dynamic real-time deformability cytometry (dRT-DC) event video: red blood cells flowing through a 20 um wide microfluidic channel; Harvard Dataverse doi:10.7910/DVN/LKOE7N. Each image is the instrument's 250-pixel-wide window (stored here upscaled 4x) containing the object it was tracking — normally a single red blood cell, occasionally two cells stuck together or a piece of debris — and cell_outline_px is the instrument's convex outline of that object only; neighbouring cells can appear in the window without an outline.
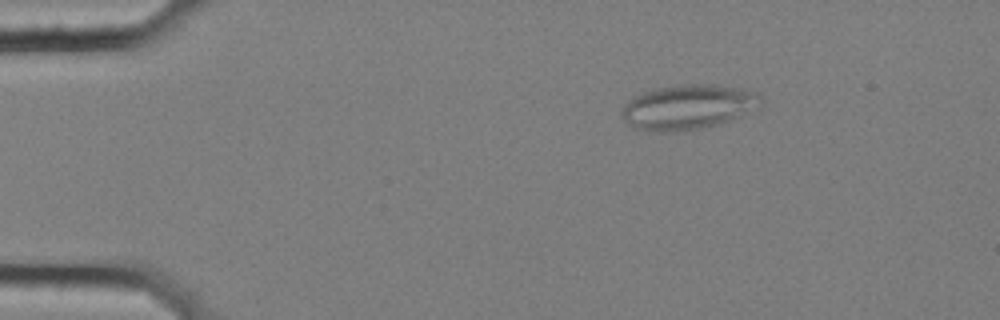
{"species": "common noctule bat (a hibernating species)", "species_latin": "Nyctalus noctula", "temperature_condition": "cold", "stored_images_in_passage": 57, "camera_frame_rate_fps": 3000, "um_per_image_px": 0.085, "animal": {"sex": "female", "body_mass_g": 25.1}, "frame": {"image": 1, "passage_image": 9, "time_ms": 2.667, "image_size_px": [1000, 320], "cell_outline_px": [[760, 96], [736, 116], [728, 120], [716, 124], [684, 132], [656, 132], [636, 128], [628, 124], [620, 116], [620, 112], [624, 104], [628, 100], [644, 92], [660, 88], [684, 84], [712, 84], [748, 88], [756, 92]], "centroid_in_image_um": [58.32, 9.1], "position_along_channel_um": 26.7, "area_um2": 35.32}}
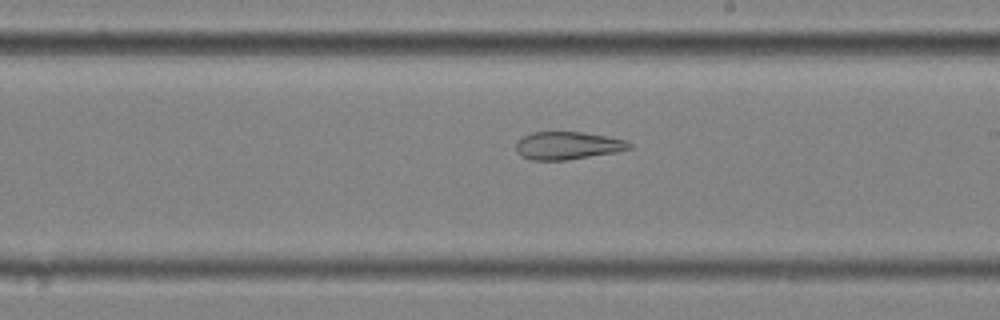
{"frame": {"image": 2, "passage_image": 33, "time_ms": 10.667, "image_size_px": [1000, 320], "cell_outline_px": [[632, 148], [616, 152], [568, 160], [532, 160], [520, 156], [516, 152], [516, 144], [524, 136], [532, 132], [584, 132], [628, 140], [632, 144]], "centroid_in_image_um": [48.28, 12.38], "position_along_channel_um": 240.7, "area_um2": 18.44}}
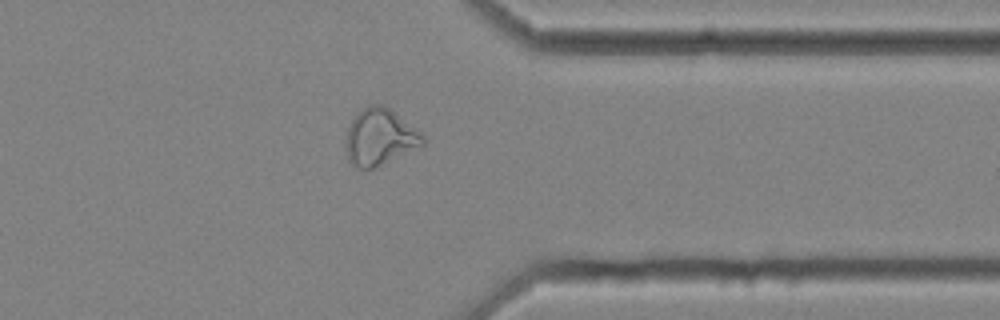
{"frame": {"image": 3, "passage_image": 45, "time_ms": 14.667, "image_size_px": [1000, 320], "cell_outline_px": [[424, 144], [372, 168], [360, 168], [348, 160], [344, 144], [348, 128], [356, 112], [368, 104], [380, 104], [388, 108], [420, 132], [424, 136]], "centroid_in_image_um": [32.22, 11.62], "position_along_channel_um": 379.2, "area_um2": 24.8}, "authors_computed_cell_mechanics": {"area_um2": 26.877, "velocity_mm_per_s": 3.5635, "shape_relaxation_time_tau1_ms": null, "shape_relaxation_time_tau2_ms": 2.737, "deformation_change_tau1": null, "deformation_change_tau2": 0.1132}}